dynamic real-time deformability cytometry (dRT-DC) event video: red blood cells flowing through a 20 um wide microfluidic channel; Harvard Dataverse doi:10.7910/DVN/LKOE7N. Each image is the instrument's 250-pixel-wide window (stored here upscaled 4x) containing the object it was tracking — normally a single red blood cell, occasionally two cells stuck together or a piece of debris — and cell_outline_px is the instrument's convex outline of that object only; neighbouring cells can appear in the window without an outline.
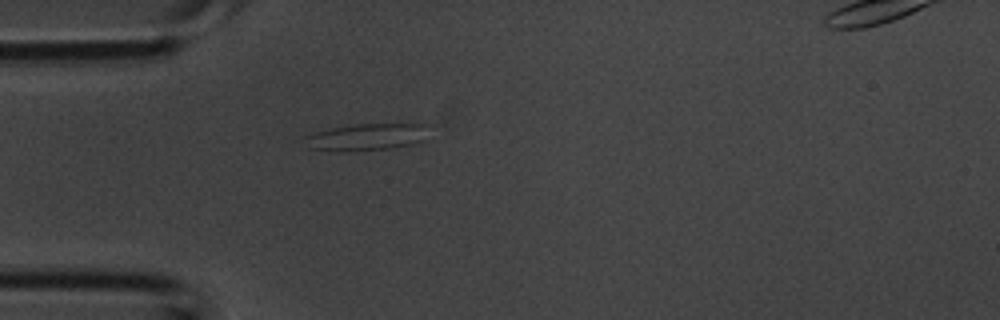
{"species": "common noctule bat (a hibernating species)", "species_latin": "Nyctalus noctula", "temperature_condition": "room temperature", "stored_images_in_passage": 4, "segment_of_instrument_passage": [1, 2], "camera_frame_rate_fps": 3000, "um_per_image_px": 0.085, "animal": {"sex": "male", "body_mass_g": 20.1, "forearm_length_mm": 53.5}, "frame": {"image": 1, "passage_image": 3, "time_ms": 0.667, "image_size_px": [1000, 320], "cell_outline_px": [[424, 140], [408, 144], [388, 148], [340, 152], [308, 148], [304, 136], [316, 132], [332, 128], [356, 124], [424, 124]], "centroid_in_image_um": [31.05, 11.65], "position_along_channel_um": 53.9, "area_um2": 18.9}}